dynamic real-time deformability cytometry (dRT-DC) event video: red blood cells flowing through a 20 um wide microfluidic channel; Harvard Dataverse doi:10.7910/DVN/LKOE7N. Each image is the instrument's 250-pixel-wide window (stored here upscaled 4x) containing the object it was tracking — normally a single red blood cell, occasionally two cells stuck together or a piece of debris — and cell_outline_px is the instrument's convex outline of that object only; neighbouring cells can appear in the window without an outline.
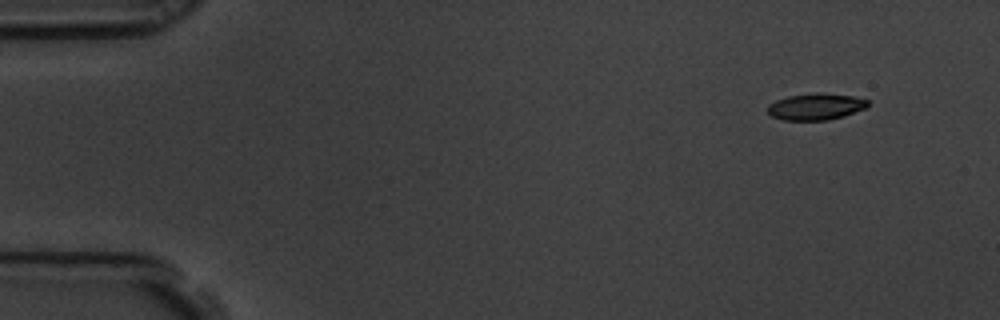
{"species": "common noctule bat (a hibernating species)", "species_latin": "Nyctalus noctula", "temperature_condition": "room temperature", "stored_images_in_passage": 6, "segment_of_instrument_passage": [2, 2], "camera_frame_rate_fps": 3000, "um_per_image_px": 0.085, "animal": {"sex": "male", "body_mass_g": 19.5, "forearm_length_mm": 54.6}, "frame": {"image": 1, "passage_image": 6, "time_ms": 1.667, "image_size_px": [1000, 320], "cell_outline_px": [[868, 108], [844, 116], [828, 120], [784, 120], [772, 116], [768, 112], [768, 104], [776, 100], [788, 96], [816, 92], [820, 92], [852, 96], [868, 100]], "centroid_in_image_um": [69.36, 9.06], "position_along_channel_um": 15.6, "area_um2": 15.61}}